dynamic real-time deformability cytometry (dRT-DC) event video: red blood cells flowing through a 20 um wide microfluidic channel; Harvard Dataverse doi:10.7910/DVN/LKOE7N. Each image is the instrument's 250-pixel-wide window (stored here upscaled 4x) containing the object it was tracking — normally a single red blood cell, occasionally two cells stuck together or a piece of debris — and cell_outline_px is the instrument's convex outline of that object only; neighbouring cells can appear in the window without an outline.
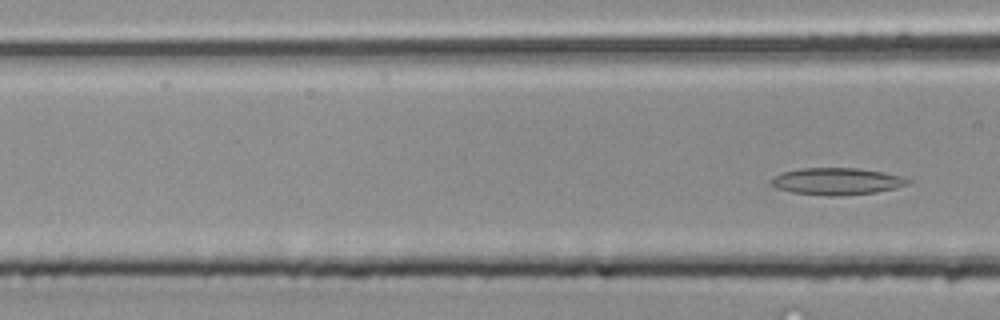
{"species": "common noctule bat (a hibernating species)", "species_latin": "Nyctalus noctula", "temperature_condition": "room temperature", "stored_images_in_passage": 4, "segment_of_instrument_passage": [2, 2], "camera_frame_rate_fps": 3000, "um_per_image_px": 0.085, "animal": {"sex": "male", "body_mass_g": 20.4}, "frame": {"image": 1, "passage_image": 4, "time_ms": 1.0, "image_size_px": [1000, 320], "cell_outline_px": [[912, 180], [908, 184], [896, 188], [876, 192], [844, 196], [828, 196], [792, 192], [776, 188], [772, 184], [772, 180], [776, 176], [784, 172], [800, 168], [856, 168], [884, 172], [904, 176]], "centroid_in_image_um": [71.2, 15.42], "position_along_channel_um": 95.4, "area_um2": 21.5}}